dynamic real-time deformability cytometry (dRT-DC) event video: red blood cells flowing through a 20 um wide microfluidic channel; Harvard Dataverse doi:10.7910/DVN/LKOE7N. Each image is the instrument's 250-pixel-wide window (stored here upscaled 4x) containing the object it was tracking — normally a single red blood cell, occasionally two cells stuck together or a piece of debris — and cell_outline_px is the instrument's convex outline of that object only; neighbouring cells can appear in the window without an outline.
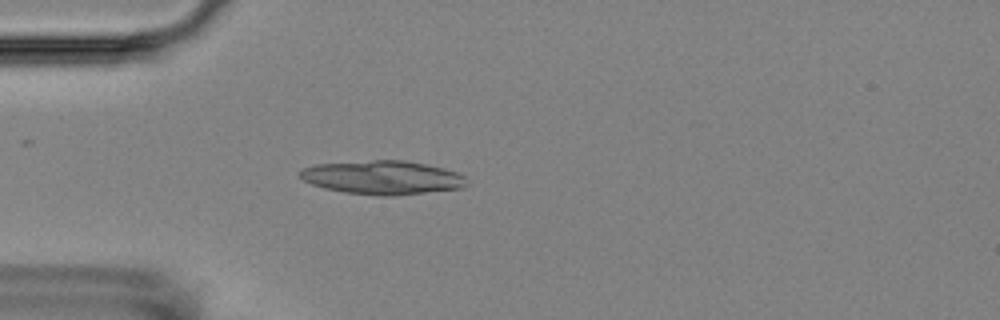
{"species": "Egyptian fruit bat (a non-hibernating species)", "species_latin": "Rousettus aegyptiacus", "temperature_condition": "room temperature", "stored_images_in_passage": 5, "camera_frame_rate_fps": 3000, "um_per_image_px": 0.085, "animal": {"sex": "female"}, "frame": {"image": 1, "passage_image": 5, "time_ms": 4.667, "image_size_px": [1000, 320], "cell_outline_px": [[468, 184], [464, 188], [392, 196], [384, 196], [344, 192], [324, 188], [312, 184], [304, 180], [300, 176], [300, 168], [316, 164], [372, 160], [404, 160], [428, 164], [444, 168], [456, 172], [464, 176]], "centroid_in_image_um": [32.53, 15.08], "position_along_channel_um": 52.5, "area_um2": 32.89}}